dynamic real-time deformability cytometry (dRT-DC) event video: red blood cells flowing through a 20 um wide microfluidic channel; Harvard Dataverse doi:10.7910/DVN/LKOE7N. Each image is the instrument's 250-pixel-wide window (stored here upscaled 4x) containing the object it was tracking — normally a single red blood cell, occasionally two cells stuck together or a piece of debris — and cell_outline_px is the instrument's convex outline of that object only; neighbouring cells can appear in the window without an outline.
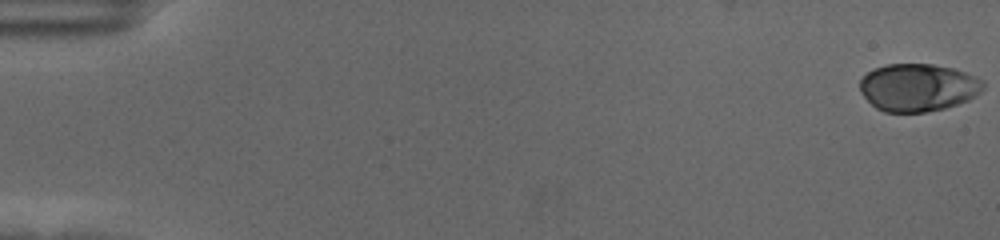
{"species": "human", "species_latin": "Homo sapiens", "temperature_condition": "cold", "stored_images_in_passage": 59, "camera_frame_rate_fps": 3000, "um_per_image_px": 0.085, "donor": {"sex": "female"}, "frame": {"image": 1, "passage_image": 1, "time_ms": 0.0, "image_size_px": [1000, 240], "cell_outline_px": [[984, 88], [980, 92], [968, 100], [944, 108], [928, 112], [884, 112], [876, 108], [860, 92], [860, 80], [872, 68], [888, 64], [932, 64], [952, 68], [976, 76], [984, 80]], "centroid_in_image_um": [78.03, 7.43], "position_along_channel_um": 7.0, "area_um2": 34.28}}
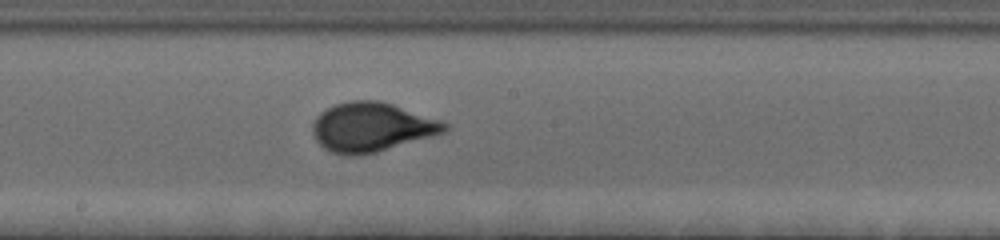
{"frame": {"image": 2, "passage_image": 33, "time_ms": 10.667, "image_size_px": [1000, 240], "cell_outline_px": [[448, 128], [444, 132], [432, 136], [376, 152], [360, 156], [344, 156], [332, 152], [324, 148], [316, 140], [312, 132], [312, 124], [316, 116], [320, 112], [336, 104], [352, 100], [380, 100], [440, 120], [448, 124]], "centroid_in_image_um": [31.55, 10.81], "position_along_channel_um": 216.6, "area_um2": 37.74}}
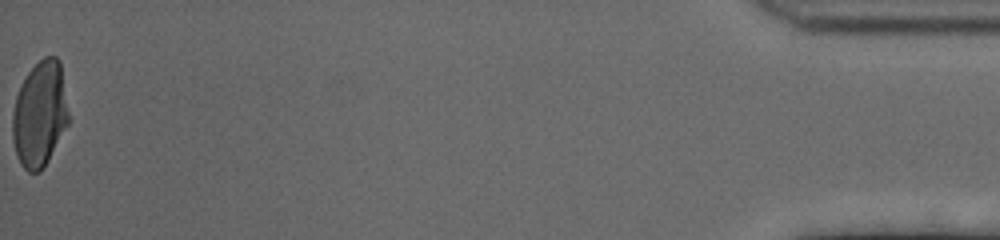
{"frame": {"image": 3, "passage_image": 59, "time_ms": 19.333, "image_size_px": [1000, 240], "cell_outline_px": [[68, 124], [48, 160], [40, 172], [28, 172], [20, 164], [16, 156], [12, 140], [12, 112], [16, 96], [28, 72], [44, 56], [56, 56], [60, 60], [68, 112]], "centroid_in_image_um": [3.36, 9.72], "position_along_channel_um": 431.8, "area_um2": 34.45}, "authors_computed_cell_mechanics": {"area_um2": 34.8534, "velocity_mm_per_s": 3.5172, "shape_relaxation_time_tau1_ms": 3.828, "shape_relaxation_time_tau2_ms": null, "deformation_change_tau1": 0.1797, "deformation_change_tau2": null}}